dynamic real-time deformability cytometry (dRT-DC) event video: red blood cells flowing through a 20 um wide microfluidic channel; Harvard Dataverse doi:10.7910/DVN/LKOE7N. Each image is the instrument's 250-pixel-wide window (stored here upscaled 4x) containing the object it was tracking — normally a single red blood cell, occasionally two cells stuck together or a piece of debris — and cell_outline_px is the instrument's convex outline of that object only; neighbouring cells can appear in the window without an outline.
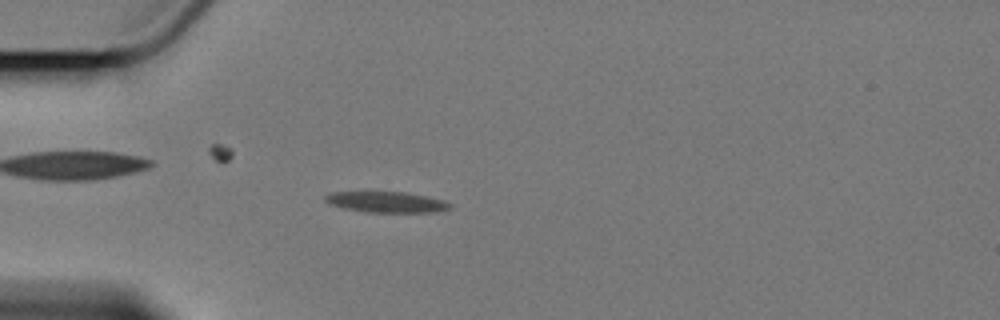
{"species": "Egyptian fruit bat (a non-hibernating species)", "species_latin": "Rousettus aegyptiacus", "temperature_condition": "cold", "stored_images_in_passage": 6, "camera_frame_rate_fps": 3000, "um_per_image_px": 0.085, "animal": {"sex": "female"}, "frame": {"image": 1, "passage_image": 6, "time_ms": 7.0, "image_size_px": [1000, 320], "cell_outline_px": [[452, 208], [440, 212], [364, 212], [344, 208], [328, 204], [324, 200], [324, 196], [332, 192], [404, 192], [444, 200], [452, 204]], "centroid_in_image_um": [32.86, 17.18], "position_along_channel_um": 52.1, "area_um2": 15.2}}